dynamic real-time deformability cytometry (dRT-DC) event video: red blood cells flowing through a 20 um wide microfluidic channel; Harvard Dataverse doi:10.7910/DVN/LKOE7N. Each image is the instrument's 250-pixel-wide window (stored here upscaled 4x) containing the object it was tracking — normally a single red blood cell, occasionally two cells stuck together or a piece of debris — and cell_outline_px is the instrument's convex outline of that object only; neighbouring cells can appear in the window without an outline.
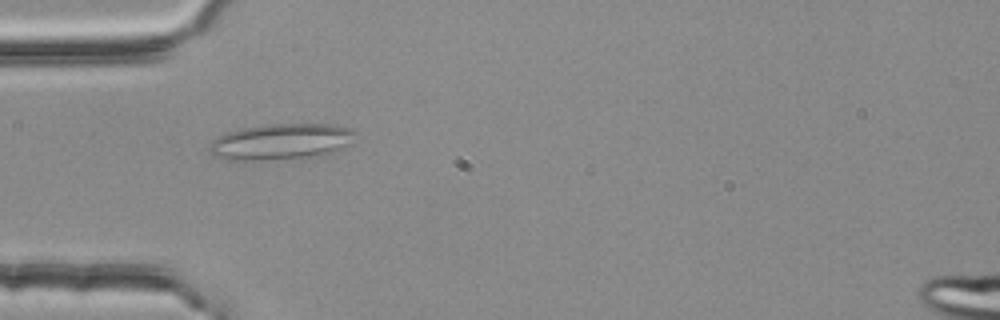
{"species": "common noctule bat (a hibernating species)", "species_latin": "Nyctalus noctula", "temperature_condition": "room temperature", "stored_images_in_passage": 3, "camera_frame_rate_fps": 3000, "um_per_image_px": 0.085, "animal": {"sex": "female", "body_mass_g": 25.1}, "frame": {"image": 1, "passage_image": 2, "time_ms": 0.333, "image_size_px": [1000, 320], "cell_outline_px": [[356, 132], [340, 148], [324, 156], [268, 160], [228, 160], [212, 156], [208, 152], [208, 148], [212, 140], [228, 132], [244, 128], [268, 124], [328, 124], [352, 128]], "centroid_in_image_um": [23.81, 12.06], "position_along_channel_um": 61.2, "area_um2": 30.52}}